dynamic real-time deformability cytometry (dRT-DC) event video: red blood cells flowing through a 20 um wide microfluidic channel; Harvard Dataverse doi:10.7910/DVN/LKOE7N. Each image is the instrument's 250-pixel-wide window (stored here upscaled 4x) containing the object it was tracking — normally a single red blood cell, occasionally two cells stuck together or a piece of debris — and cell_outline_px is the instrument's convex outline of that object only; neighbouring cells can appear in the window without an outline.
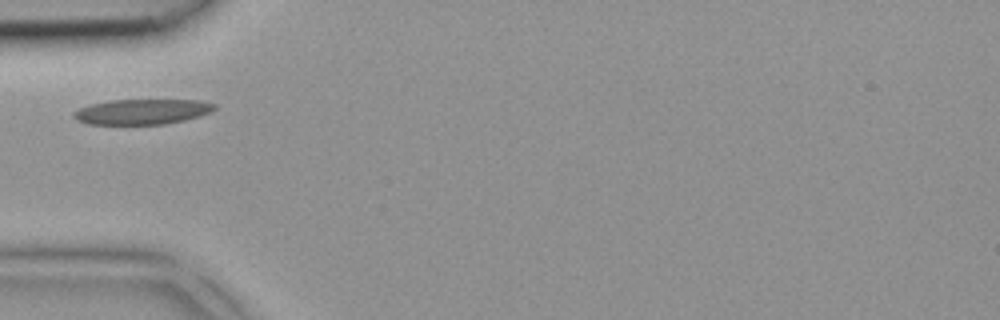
{"species": "common noctule bat (a hibernating species)", "species_latin": "Nyctalus noctula", "temperature_condition": "room temperature", "stored_images_in_passage": 1, "camera_frame_rate_fps": 3000, "um_per_image_px": 0.085, "animal": {"sex": "female", "body_mass_g": 18.4}, "frame": {"image": 1, "passage_image": 1, "time_ms": 0.0, "image_size_px": [1000, 320], "cell_outline_px": [[216, 108], [212, 112], [200, 116], [184, 120], [164, 124], [88, 124], [76, 120], [72, 116], [72, 112], [88, 104], [108, 100], [200, 100], [216, 104]], "centroid_in_image_um": [12.06, 9.49], "position_along_channel_um": 72.9, "area_um2": 20.92}}